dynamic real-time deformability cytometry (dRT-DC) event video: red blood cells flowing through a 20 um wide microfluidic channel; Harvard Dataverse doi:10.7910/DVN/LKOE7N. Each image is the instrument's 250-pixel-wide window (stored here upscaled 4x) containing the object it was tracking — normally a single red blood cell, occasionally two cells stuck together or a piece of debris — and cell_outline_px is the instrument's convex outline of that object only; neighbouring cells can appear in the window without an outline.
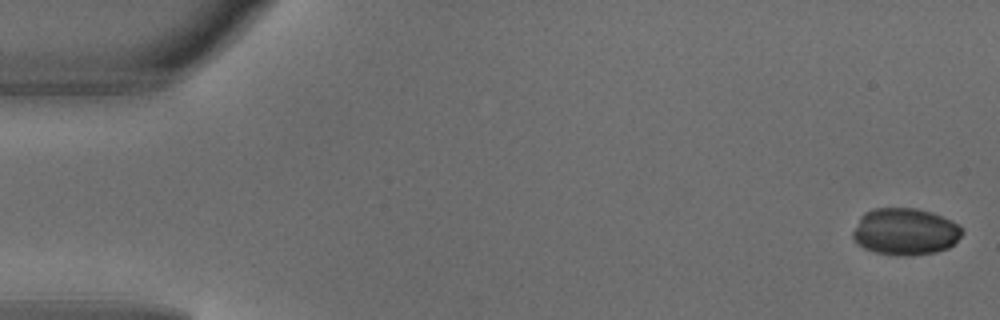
{"species": "common noctule bat (a hibernating species)", "species_latin": "Nyctalus noctula", "temperature_condition": "warm", "stored_images_in_passage": 5, "segment_of_instrument_passage": [1, 2], "camera_frame_rate_fps": 3000, "um_per_image_px": 0.085, "animal": {"sex": "male", "body_mass_g": 18.8}, "frame": {"image": 1, "passage_image": 1, "time_ms": 0.0, "image_size_px": [1000, 320], "cell_outline_px": [[964, 232], [948, 248], [936, 252], [912, 256], [896, 256], [876, 252], [864, 248], [856, 244], [852, 236], [852, 232], [860, 216], [864, 212], [872, 208], [916, 208], [932, 212], [952, 220]], "centroid_in_image_um": [76.9, 19.69], "position_along_channel_um": 8.1, "area_um2": 30.11}}
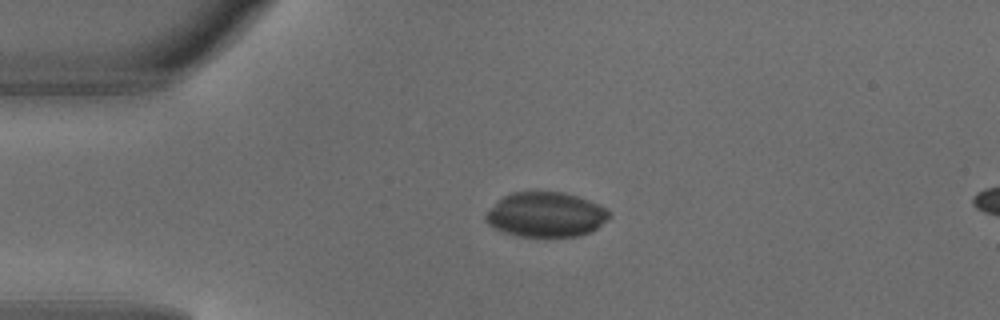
{"frame": {"image": 2, "passage_image": 3, "time_ms": 0.667, "image_size_px": [1000, 320], "cell_outline_px": [[612, 216], [608, 220], [592, 232], [580, 236], [520, 236], [504, 232], [488, 224], [484, 220], [484, 216], [504, 196], [512, 192], [564, 192], [588, 200], [608, 208]], "centroid_in_image_um": [46.46, 18.25], "position_along_channel_um": 38.5, "area_um2": 32.14}}